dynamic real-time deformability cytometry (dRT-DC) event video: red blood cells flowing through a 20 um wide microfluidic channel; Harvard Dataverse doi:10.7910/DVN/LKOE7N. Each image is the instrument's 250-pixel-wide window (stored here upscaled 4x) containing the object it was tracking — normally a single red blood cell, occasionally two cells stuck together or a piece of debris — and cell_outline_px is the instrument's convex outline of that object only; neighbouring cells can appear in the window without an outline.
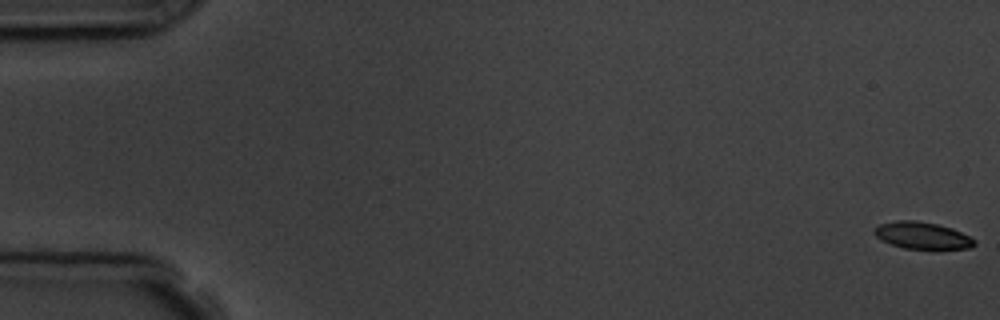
{"species": "common noctule bat (a hibernating species)", "species_latin": "Nyctalus noctula", "temperature_condition": "room temperature", "stored_images_in_passage": 6, "camera_frame_rate_fps": 3000, "um_per_image_px": 0.085, "animal": {"sex": "male", "body_mass_g": 19.5, "forearm_length_mm": 54.6}, "frame": {"image": 1, "passage_image": 1, "time_ms": 0.0, "image_size_px": [1000, 320], "cell_outline_px": [[976, 244], [972, 248], [932, 252], [904, 248], [880, 240], [872, 232], [880, 224], [896, 220], [916, 220], [936, 224], [952, 228], [976, 240]], "centroid_in_image_um": [78.44, 20.07], "position_along_channel_um": 6.6, "area_um2": 16.47}}
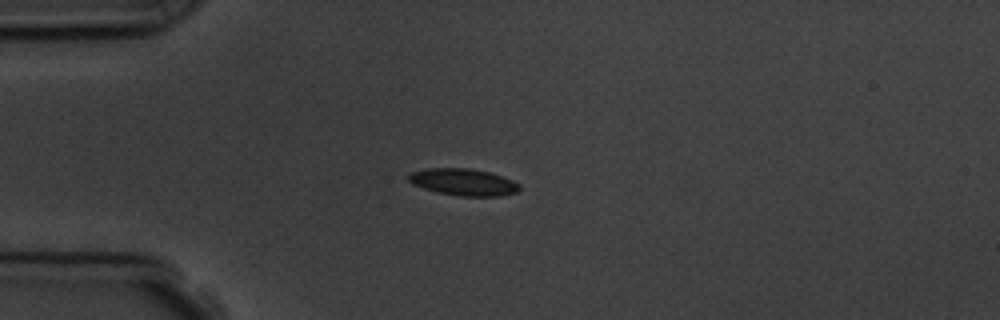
{"frame": {"image": 2, "passage_image": 5, "time_ms": 4.667, "image_size_px": [1000, 320], "cell_outline_px": [[520, 188], [516, 192], [500, 196], [460, 196], [440, 192], [424, 188], [412, 184], [408, 180], [408, 172], [428, 168], [468, 168], [488, 172], [512, 180], [520, 184]], "centroid_in_image_um": [39.36, 15.47], "position_along_channel_um": 45.6, "area_um2": 17.22}}